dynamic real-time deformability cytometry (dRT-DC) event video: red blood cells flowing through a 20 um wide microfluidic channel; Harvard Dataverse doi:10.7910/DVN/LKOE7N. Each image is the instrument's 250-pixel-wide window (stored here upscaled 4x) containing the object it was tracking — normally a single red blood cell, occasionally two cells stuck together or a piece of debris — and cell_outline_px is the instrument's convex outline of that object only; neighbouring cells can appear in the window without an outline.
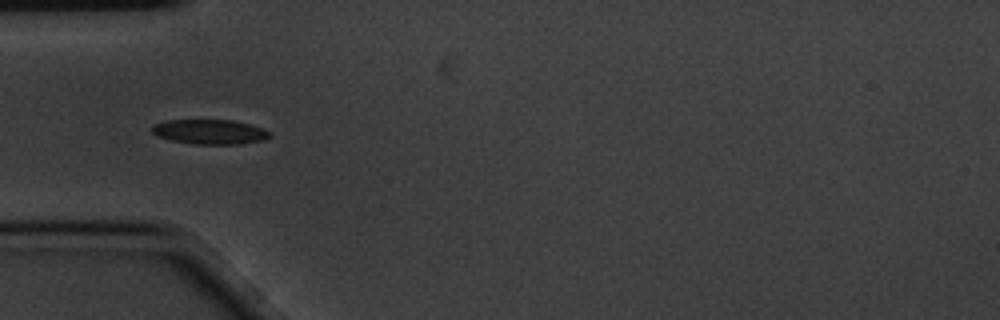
{"species": "common noctule bat (a hibernating species)", "species_latin": "Nyctalus noctula", "temperature_condition": "cold", "stored_images_in_passage": 15, "camera_frame_rate_fps": 3000, "um_per_image_px": 0.085, "animal": {"sex": "male", "body_mass_g": 20.1, "forearm_length_mm": 53.5}, "frame": {"image": 1, "passage_image": 5, "time_ms": 1.333, "image_size_px": [1000, 320], "cell_outline_px": [[272, 136], [264, 140], [240, 144], [192, 144], [172, 140], [156, 136], [148, 128], [152, 124], [168, 120], [232, 120], [264, 128], [272, 132]], "centroid_in_image_um": [17.82, 11.2], "position_along_channel_um": 67.2, "area_um2": 17.22}}
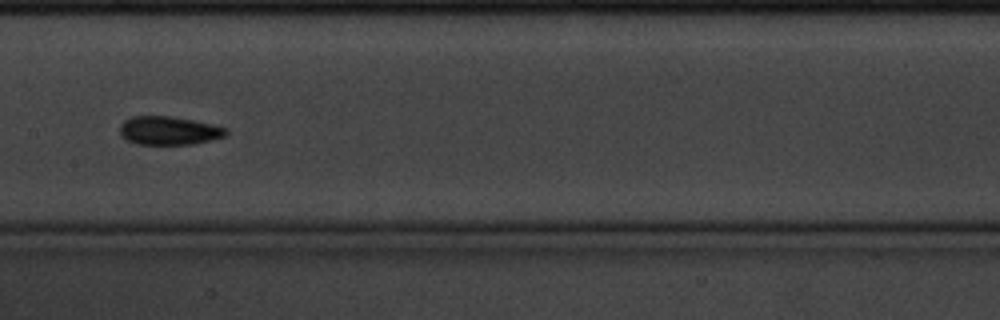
{"frame": {"image": 2, "passage_image": 8, "time_ms": 2.333, "image_size_px": [1000, 320], "cell_outline_px": [[228, 132], [224, 136], [212, 140], [192, 144], [136, 144], [128, 140], [120, 132], [120, 124], [124, 120], [132, 116], [172, 116], [212, 124], [228, 128]], "centroid_in_image_um": [14.37, 11.09], "position_along_channel_um": 193.0, "area_um2": 17.57}}
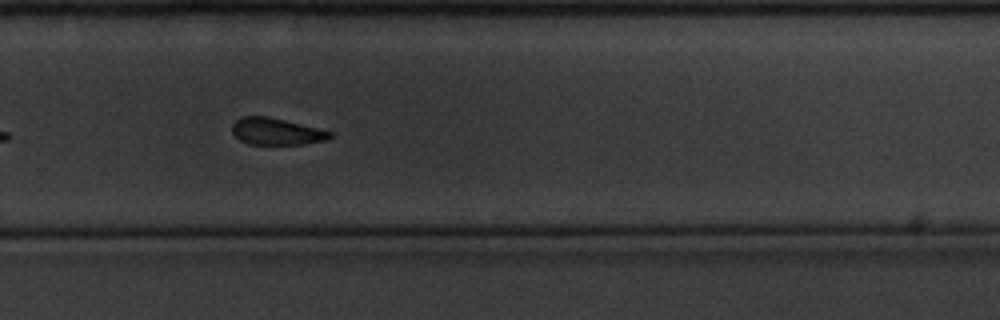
{"frame": {"image": 3, "passage_image": 11, "time_ms": 3.333, "image_size_px": [1000, 320], "cell_outline_px": [[332, 136], [328, 140], [304, 144], [248, 144], [240, 140], [232, 132], [232, 124], [240, 116], [268, 116], [332, 132]], "centroid_in_image_um": [23.46, 11.18], "position_along_channel_um": 306.3, "area_um2": 15.2}}